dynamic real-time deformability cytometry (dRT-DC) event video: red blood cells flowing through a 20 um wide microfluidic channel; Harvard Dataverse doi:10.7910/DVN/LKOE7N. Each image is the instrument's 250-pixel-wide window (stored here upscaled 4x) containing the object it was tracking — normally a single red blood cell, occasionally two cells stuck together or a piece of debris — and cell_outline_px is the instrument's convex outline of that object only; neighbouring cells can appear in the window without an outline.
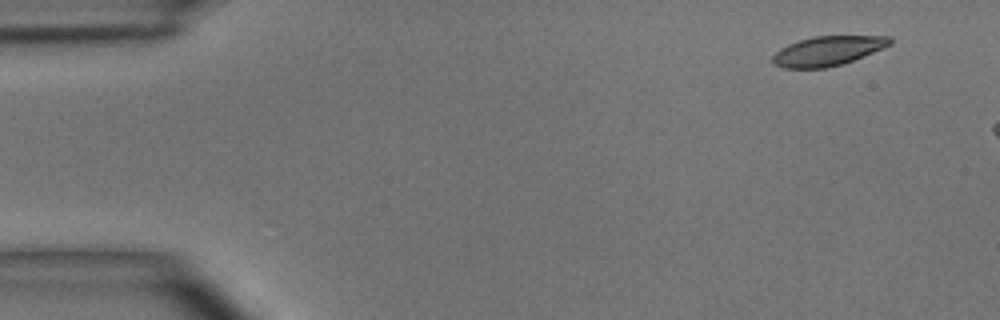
{"species": "common noctule bat (a hibernating species)", "species_latin": "Nyctalus noctula", "temperature_condition": "room temperature", "stored_images_in_passage": 3, "camera_frame_rate_fps": 3000, "um_per_image_px": 0.085, "animal": {"sex": "male", "body_mass_g": 15.6}, "frame": {"image": 1, "passage_image": 1, "time_ms": 0.0, "image_size_px": [1000, 320], "cell_outline_px": [[892, 44], [884, 48], [844, 64], [824, 68], [784, 68], [772, 64], [772, 56], [780, 48], [788, 44], [800, 40], [816, 36], [892, 36]], "centroid_in_image_um": [70.37, 4.33], "position_along_channel_um": 14.6, "area_um2": 20.29}}